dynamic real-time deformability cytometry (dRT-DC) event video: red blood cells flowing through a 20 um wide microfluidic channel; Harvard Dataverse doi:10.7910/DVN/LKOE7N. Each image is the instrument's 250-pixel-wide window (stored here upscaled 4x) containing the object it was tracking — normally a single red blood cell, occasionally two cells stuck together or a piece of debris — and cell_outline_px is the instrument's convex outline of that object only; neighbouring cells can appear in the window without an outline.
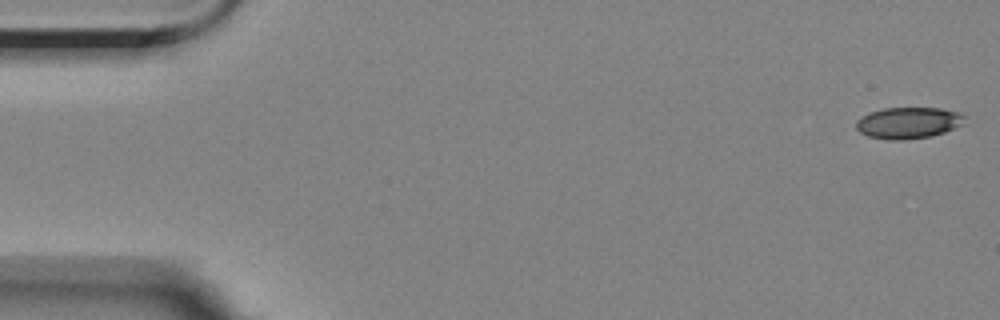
{"species": "Egyptian fruit bat (a non-hibernating species)", "species_latin": "Rousettus aegyptiacus", "temperature_condition": "room temperature", "stored_images_in_passage": 54, "camera_frame_rate_fps": 3000, "um_per_image_px": 0.085, "animal": {"sex": "female"}, "frame": {"image": 1, "passage_image": 1, "time_ms": 0.0, "image_size_px": [1000, 320], "cell_outline_px": [[968, 116], [964, 124], [944, 132], [932, 136], [904, 140], [888, 140], [868, 136], [860, 132], [856, 128], [856, 120], [860, 116], [868, 112], [884, 108], [940, 108], [960, 112]], "centroid_in_image_um": [77.23, 10.43], "position_along_channel_um": 7.8, "area_um2": 20.23}}
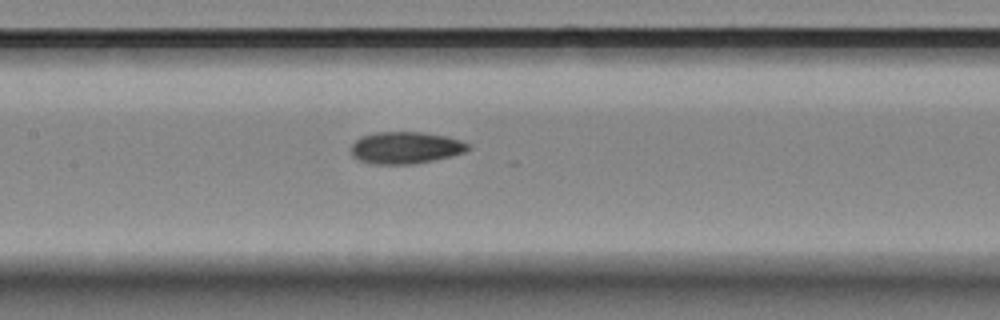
{"frame": {"image": 2, "passage_image": 26, "time_ms": 8.333, "image_size_px": [1000, 320], "cell_outline_px": [[472, 148], [464, 152], [432, 160], [412, 164], [376, 164], [360, 160], [352, 156], [352, 144], [356, 140], [364, 136], [376, 132], [420, 132], [444, 136], [460, 140], [472, 144]], "centroid_in_image_um": [34.5, 12.55], "position_along_channel_um": 172.9, "area_um2": 21.5}}
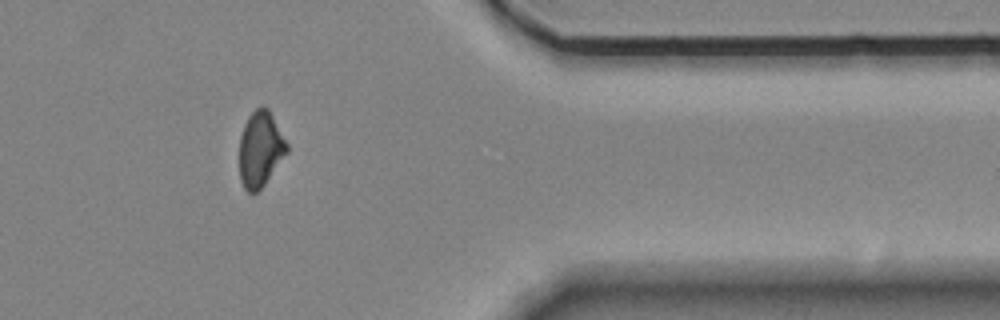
{"frame": {"image": 3, "passage_image": 46, "time_ms": 15.0, "image_size_px": [1000, 320], "cell_outline_px": [[288, 152], [264, 184], [256, 192], [248, 192], [244, 188], [240, 180], [240, 136], [244, 124], [248, 116], [256, 108], [268, 108], [288, 144]], "centroid_in_image_um": [22.13, 12.67], "position_along_channel_um": 389.3, "area_um2": 20.63}}